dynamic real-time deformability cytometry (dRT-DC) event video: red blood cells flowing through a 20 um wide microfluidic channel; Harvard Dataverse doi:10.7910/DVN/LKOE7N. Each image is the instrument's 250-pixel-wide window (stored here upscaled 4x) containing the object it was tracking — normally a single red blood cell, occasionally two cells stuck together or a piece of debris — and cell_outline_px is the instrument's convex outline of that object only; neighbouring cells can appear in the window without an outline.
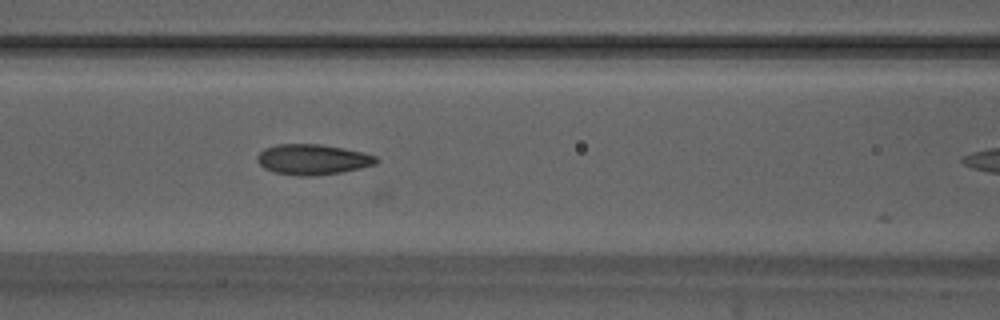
{"species": "Egyptian fruit bat (a non-hibernating species)", "species_latin": "Rousettus aegyptiacus", "temperature_condition": "warm", "stored_images_in_passage": 6, "camera_frame_rate_fps": 3000, "um_per_image_px": 0.085, "animal": {"sex": "male"}, "frame": {"image": 1, "passage_image": 5, "time_ms": 1.333, "image_size_px": [1000, 320], "cell_outline_px": [[380, 160], [376, 164], [360, 168], [340, 172], [308, 176], [296, 176], [276, 172], [264, 168], [256, 160], [256, 156], [264, 148], [276, 144], [320, 144], [344, 148], [364, 152], [376, 156]], "centroid_in_image_um": [26.58, 13.54], "position_along_channel_um": 140.0, "area_um2": 21.15}}